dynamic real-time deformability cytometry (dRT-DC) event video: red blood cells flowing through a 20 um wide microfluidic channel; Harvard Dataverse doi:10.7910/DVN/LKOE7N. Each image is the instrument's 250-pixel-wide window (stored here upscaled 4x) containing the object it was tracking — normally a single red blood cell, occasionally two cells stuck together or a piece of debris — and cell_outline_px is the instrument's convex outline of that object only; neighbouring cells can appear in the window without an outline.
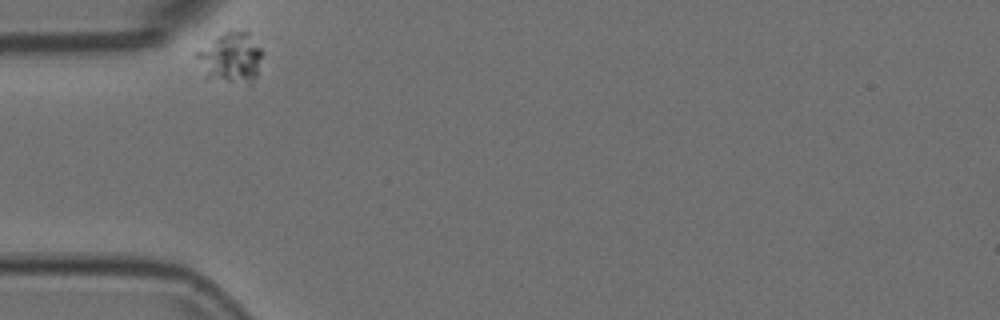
{"species": "Egyptian fruit bat (a non-hibernating species)", "species_latin": "Rousettus aegyptiacus", "temperature_condition": "room temperature", "stored_images_in_passage": 6, "camera_frame_rate_fps": 3000, "um_per_image_px": 0.085, "animal": {"sex": "female"}, "frame": {"image": 1, "passage_image": 1, "time_ms": 0.0, "image_size_px": [1000, 320], "cell_outline_px": [[260, 56], [256, 76], [252, 84], [248, 84], [204, 76], [192, 56], [192, 52], [224, 32], [248, 32], [260, 48]], "centroid_in_image_um": [19.51, 4.9], "position_along_channel_um": 65.5, "area_um2": 19.07}}
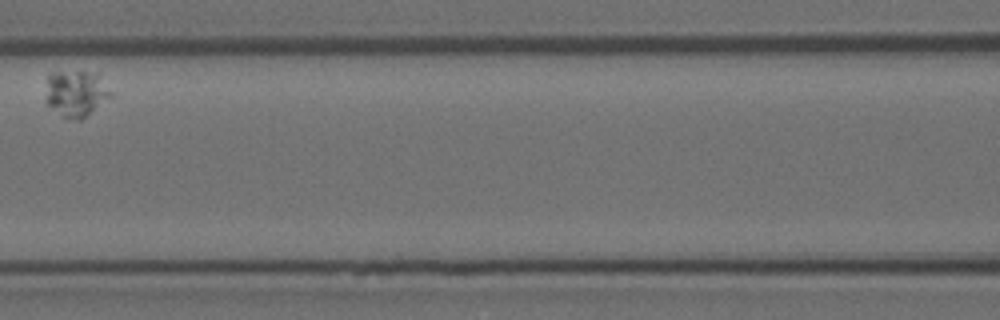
{"frame": {"image": 2, "passage_image": 3, "time_ms": 0.667, "image_size_px": [1000, 320], "cell_outline_px": [[112, 96], [80, 120], [76, 120], [64, 116], [48, 104], [48, 76], [56, 72], [84, 72], [96, 76], [112, 92]], "centroid_in_image_um": [6.48, 7.96], "position_along_channel_um": 160.1, "area_um2": 16.42}}
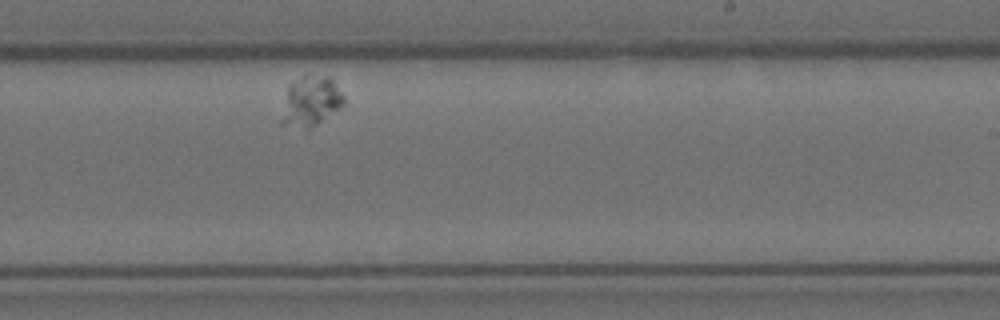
{"frame": {"image": 3, "passage_image": 6, "time_ms": 1.667, "image_size_px": [1000, 320], "cell_outline_px": [[344, 104], [340, 108], [316, 124], [308, 128], [304, 128], [280, 124], [280, 120], [288, 84], [304, 76], [328, 76], [332, 80], [344, 96]], "centroid_in_image_um": [26.39, 8.61], "position_along_channel_um": 262.6, "area_um2": 17.8}}